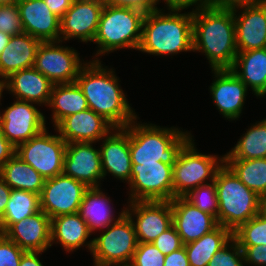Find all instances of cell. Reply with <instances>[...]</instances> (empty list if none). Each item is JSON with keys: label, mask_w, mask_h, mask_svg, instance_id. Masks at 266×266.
Instances as JSON below:
<instances>
[{"label": "cell", "mask_w": 266, "mask_h": 266, "mask_svg": "<svg viewBox=\"0 0 266 266\" xmlns=\"http://www.w3.org/2000/svg\"><path fill=\"white\" fill-rule=\"evenodd\" d=\"M152 243L164 255L170 254L184 246L180 235L173 225L161 233Z\"/></svg>", "instance_id": "60d3db41"}, {"label": "cell", "mask_w": 266, "mask_h": 266, "mask_svg": "<svg viewBox=\"0 0 266 266\" xmlns=\"http://www.w3.org/2000/svg\"><path fill=\"white\" fill-rule=\"evenodd\" d=\"M51 107L53 127L65 117L88 109L87 100L76 83L54 84L48 102Z\"/></svg>", "instance_id": "f1b7e54d"}, {"label": "cell", "mask_w": 266, "mask_h": 266, "mask_svg": "<svg viewBox=\"0 0 266 266\" xmlns=\"http://www.w3.org/2000/svg\"><path fill=\"white\" fill-rule=\"evenodd\" d=\"M239 246L266 245V213L261 210L255 217L233 231Z\"/></svg>", "instance_id": "e575fe53"}, {"label": "cell", "mask_w": 266, "mask_h": 266, "mask_svg": "<svg viewBox=\"0 0 266 266\" xmlns=\"http://www.w3.org/2000/svg\"><path fill=\"white\" fill-rule=\"evenodd\" d=\"M63 173L88 188L101 187L103 173L99 148L93 147V142L67 143Z\"/></svg>", "instance_id": "2e32d148"}, {"label": "cell", "mask_w": 266, "mask_h": 266, "mask_svg": "<svg viewBox=\"0 0 266 266\" xmlns=\"http://www.w3.org/2000/svg\"><path fill=\"white\" fill-rule=\"evenodd\" d=\"M214 81L211 83L210 95L219 114L228 121L238 120L243 111L248 88L231 69L212 70Z\"/></svg>", "instance_id": "e0dca14e"}, {"label": "cell", "mask_w": 266, "mask_h": 266, "mask_svg": "<svg viewBox=\"0 0 266 266\" xmlns=\"http://www.w3.org/2000/svg\"><path fill=\"white\" fill-rule=\"evenodd\" d=\"M231 71L247 88L251 87L256 97L266 95V47L238 52Z\"/></svg>", "instance_id": "83f0119b"}, {"label": "cell", "mask_w": 266, "mask_h": 266, "mask_svg": "<svg viewBox=\"0 0 266 266\" xmlns=\"http://www.w3.org/2000/svg\"><path fill=\"white\" fill-rule=\"evenodd\" d=\"M183 197L201 211L209 213L217 219L218 199L214 181L190 190Z\"/></svg>", "instance_id": "d590c367"}, {"label": "cell", "mask_w": 266, "mask_h": 266, "mask_svg": "<svg viewBox=\"0 0 266 266\" xmlns=\"http://www.w3.org/2000/svg\"><path fill=\"white\" fill-rule=\"evenodd\" d=\"M51 218L42 210L14 223L4 235L25 251L45 252L51 247Z\"/></svg>", "instance_id": "603a6c76"}, {"label": "cell", "mask_w": 266, "mask_h": 266, "mask_svg": "<svg viewBox=\"0 0 266 266\" xmlns=\"http://www.w3.org/2000/svg\"><path fill=\"white\" fill-rule=\"evenodd\" d=\"M100 158L103 179L108 173L122 182H130L132 170L129 149V124L123 128H113L101 141Z\"/></svg>", "instance_id": "d6986e66"}, {"label": "cell", "mask_w": 266, "mask_h": 266, "mask_svg": "<svg viewBox=\"0 0 266 266\" xmlns=\"http://www.w3.org/2000/svg\"><path fill=\"white\" fill-rule=\"evenodd\" d=\"M113 128L107 120L88 108L65 117L54 129L66 143H97Z\"/></svg>", "instance_id": "44dd1931"}, {"label": "cell", "mask_w": 266, "mask_h": 266, "mask_svg": "<svg viewBox=\"0 0 266 266\" xmlns=\"http://www.w3.org/2000/svg\"><path fill=\"white\" fill-rule=\"evenodd\" d=\"M262 210L266 213V196L262 199Z\"/></svg>", "instance_id": "11a10c76"}, {"label": "cell", "mask_w": 266, "mask_h": 266, "mask_svg": "<svg viewBox=\"0 0 266 266\" xmlns=\"http://www.w3.org/2000/svg\"><path fill=\"white\" fill-rule=\"evenodd\" d=\"M20 10L23 32L41 42L60 40V18L44 0H16Z\"/></svg>", "instance_id": "7402d4cb"}, {"label": "cell", "mask_w": 266, "mask_h": 266, "mask_svg": "<svg viewBox=\"0 0 266 266\" xmlns=\"http://www.w3.org/2000/svg\"><path fill=\"white\" fill-rule=\"evenodd\" d=\"M100 187L88 188L79 206V215L87 223L91 234L97 229L101 232L111 224H114L124 213L125 207L114 215L110 197L106 196ZM110 203V204H109ZM113 210V211H112ZM116 217V218H115Z\"/></svg>", "instance_id": "4316f807"}, {"label": "cell", "mask_w": 266, "mask_h": 266, "mask_svg": "<svg viewBox=\"0 0 266 266\" xmlns=\"http://www.w3.org/2000/svg\"><path fill=\"white\" fill-rule=\"evenodd\" d=\"M171 206L172 225L184 245L200 239L219 225L213 215L201 211L184 197H174Z\"/></svg>", "instance_id": "ffe728a7"}, {"label": "cell", "mask_w": 266, "mask_h": 266, "mask_svg": "<svg viewBox=\"0 0 266 266\" xmlns=\"http://www.w3.org/2000/svg\"><path fill=\"white\" fill-rule=\"evenodd\" d=\"M193 52H201L212 70L231 69L238 53L233 9H192Z\"/></svg>", "instance_id": "7a4b0ae2"}, {"label": "cell", "mask_w": 266, "mask_h": 266, "mask_svg": "<svg viewBox=\"0 0 266 266\" xmlns=\"http://www.w3.org/2000/svg\"><path fill=\"white\" fill-rule=\"evenodd\" d=\"M164 266H190L185 247L165 255Z\"/></svg>", "instance_id": "f6af8a7d"}, {"label": "cell", "mask_w": 266, "mask_h": 266, "mask_svg": "<svg viewBox=\"0 0 266 266\" xmlns=\"http://www.w3.org/2000/svg\"><path fill=\"white\" fill-rule=\"evenodd\" d=\"M233 14L238 52L265 48L266 3L240 6L233 9Z\"/></svg>", "instance_id": "ac0fdd59"}, {"label": "cell", "mask_w": 266, "mask_h": 266, "mask_svg": "<svg viewBox=\"0 0 266 266\" xmlns=\"http://www.w3.org/2000/svg\"><path fill=\"white\" fill-rule=\"evenodd\" d=\"M127 203L129 204L125 207V213L134 225L138 242L150 243L172 226L171 201Z\"/></svg>", "instance_id": "5bb4252c"}, {"label": "cell", "mask_w": 266, "mask_h": 266, "mask_svg": "<svg viewBox=\"0 0 266 266\" xmlns=\"http://www.w3.org/2000/svg\"><path fill=\"white\" fill-rule=\"evenodd\" d=\"M4 90L15 96V99L48 105L53 83L34 67L12 73L4 81Z\"/></svg>", "instance_id": "cb8c5ba5"}, {"label": "cell", "mask_w": 266, "mask_h": 266, "mask_svg": "<svg viewBox=\"0 0 266 266\" xmlns=\"http://www.w3.org/2000/svg\"><path fill=\"white\" fill-rule=\"evenodd\" d=\"M34 104L16 99L3 113L0 110L2 134L15 148L46 128V118Z\"/></svg>", "instance_id": "7c38bea8"}, {"label": "cell", "mask_w": 266, "mask_h": 266, "mask_svg": "<svg viewBox=\"0 0 266 266\" xmlns=\"http://www.w3.org/2000/svg\"><path fill=\"white\" fill-rule=\"evenodd\" d=\"M66 145L59 134L52 135L46 127L30 140L20 144L15 154L48 179L63 173Z\"/></svg>", "instance_id": "30bf717a"}, {"label": "cell", "mask_w": 266, "mask_h": 266, "mask_svg": "<svg viewBox=\"0 0 266 266\" xmlns=\"http://www.w3.org/2000/svg\"><path fill=\"white\" fill-rule=\"evenodd\" d=\"M12 2H16V0H0V5H7Z\"/></svg>", "instance_id": "db71d44e"}, {"label": "cell", "mask_w": 266, "mask_h": 266, "mask_svg": "<svg viewBox=\"0 0 266 266\" xmlns=\"http://www.w3.org/2000/svg\"><path fill=\"white\" fill-rule=\"evenodd\" d=\"M40 195L19 189H12L6 210L0 221V234H4L14 223L39 212Z\"/></svg>", "instance_id": "1f68e13d"}, {"label": "cell", "mask_w": 266, "mask_h": 266, "mask_svg": "<svg viewBox=\"0 0 266 266\" xmlns=\"http://www.w3.org/2000/svg\"><path fill=\"white\" fill-rule=\"evenodd\" d=\"M25 250L0 234V266H19Z\"/></svg>", "instance_id": "ab89813d"}, {"label": "cell", "mask_w": 266, "mask_h": 266, "mask_svg": "<svg viewBox=\"0 0 266 266\" xmlns=\"http://www.w3.org/2000/svg\"><path fill=\"white\" fill-rule=\"evenodd\" d=\"M74 0H44L48 8L60 19L71 7Z\"/></svg>", "instance_id": "c3c4849f"}, {"label": "cell", "mask_w": 266, "mask_h": 266, "mask_svg": "<svg viewBox=\"0 0 266 266\" xmlns=\"http://www.w3.org/2000/svg\"><path fill=\"white\" fill-rule=\"evenodd\" d=\"M172 173L173 166L161 161L132 164L128 202L171 201L174 198Z\"/></svg>", "instance_id": "9c48e42d"}, {"label": "cell", "mask_w": 266, "mask_h": 266, "mask_svg": "<svg viewBox=\"0 0 266 266\" xmlns=\"http://www.w3.org/2000/svg\"><path fill=\"white\" fill-rule=\"evenodd\" d=\"M263 0H211V7L234 9L240 6L254 5Z\"/></svg>", "instance_id": "bcb514c9"}, {"label": "cell", "mask_w": 266, "mask_h": 266, "mask_svg": "<svg viewBox=\"0 0 266 266\" xmlns=\"http://www.w3.org/2000/svg\"><path fill=\"white\" fill-rule=\"evenodd\" d=\"M129 123V149L132 164L156 163L173 166L180 150L193 137L177 127H160L152 123Z\"/></svg>", "instance_id": "277c9868"}, {"label": "cell", "mask_w": 266, "mask_h": 266, "mask_svg": "<svg viewBox=\"0 0 266 266\" xmlns=\"http://www.w3.org/2000/svg\"><path fill=\"white\" fill-rule=\"evenodd\" d=\"M217 222L235 231L262 210V198L246 187L224 163L215 175Z\"/></svg>", "instance_id": "5b68a950"}, {"label": "cell", "mask_w": 266, "mask_h": 266, "mask_svg": "<svg viewBox=\"0 0 266 266\" xmlns=\"http://www.w3.org/2000/svg\"><path fill=\"white\" fill-rule=\"evenodd\" d=\"M224 159L266 158V118L251 125Z\"/></svg>", "instance_id": "836d02e7"}, {"label": "cell", "mask_w": 266, "mask_h": 266, "mask_svg": "<svg viewBox=\"0 0 266 266\" xmlns=\"http://www.w3.org/2000/svg\"><path fill=\"white\" fill-rule=\"evenodd\" d=\"M246 264L266 266V245L239 246Z\"/></svg>", "instance_id": "7bdbcfd3"}, {"label": "cell", "mask_w": 266, "mask_h": 266, "mask_svg": "<svg viewBox=\"0 0 266 266\" xmlns=\"http://www.w3.org/2000/svg\"><path fill=\"white\" fill-rule=\"evenodd\" d=\"M159 1L161 0H104V3L115 7L136 9L147 14L152 11L161 10V8L157 7Z\"/></svg>", "instance_id": "b9f144b4"}, {"label": "cell", "mask_w": 266, "mask_h": 266, "mask_svg": "<svg viewBox=\"0 0 266 266\" xmlns=\"http://www.w3.org/2000/svg\"><path fill=\"white\" fill-rule=\"evenodd\" d=\"M87 190L88 187L84 183L64 173L45 179L40 194V209L51 219L77 213Z\"/></svg>", "instance_id": "4fadbf2b"}, {"label": "cell", "mask_w": 266, "mask_h": 266, "mask_svg": "<svg viewBox=\"0 0 266 266\" xmlns=\"http://www.w3.org/2000/svg\"><path fill=\"white\" fill-rule=\"evenodd\" d=\"M16 148L5 138L0 128V168L15 154Z\"/></svg>", "instance_id": "7dc6e473"}, {"label": "cell", "mask_w": 266, "mask_h": 266, "mask_svg": "<svg viewBox=\"0 0 266 266\" xmlns=\"http://www.w3.org/2000/svg\"><path fill=\"white\" fill-rule=\"evenodd\" d=\"M193 138L180 150L173 165L174 197H183L190 190L207 184L208 180L213 182L218 169L224 164V155L199 153Z\"/></svg>", "instance_id": "52a82bcc"}, {"label": "cell", "mask_w": 266, "mask_h": 266, "mask_svg": "<svg viewBox=\"0 0 266 266\" xmlns=\"http://www.w3.org/2000/svg\"><path fill=\"white\" fill-rule=\"evenodd\" d=\"M233 238V232L218 225L200 239L184 245L190 266H208L214 254Z\"/></svg>", "instance_id": "4dcf8cb0"}, {"label": "cell", "mask_w": 266, "mask_h": 266, "mask_svg": "<svg viewBox=\"0 0 266 266\" xmlns=\"http://www.w3.org/2000/svg\"><path fill=\"white\" fill-rule=\"evenodd\" d=\"M104 5V0H74L60 19V40L93 42Z\"/></svg>", "instance_id": "9a60e30c"}, {"label": "cell", "mask_w": 266, "mask_h": 266, "mask_svg": "<svg viewBox=\"0 0 266 266\" xmlns=\"http://www.w3.org/2000/svg\"><path fill=\"white\" fill-rule=\"evenodd\" d=\"M62 41L41 42L39 45L34 68L47 77L53 84L75 83L82 63L80 56L72 47L61 46Z\"/></svg>", "instance_id": "8fae6325"}, {"label": "cell", "mask_w": 266, "mask_h": 266, "mask_svg": "<svg viewBox=\"0 0 266 266\" xmlns=\"http://www.w3.org/2000/svg\"><path fill=\"white\" fill-rule=\"evenodd\" d=\"M10 39H11V35L0 31V53L8 45V43L10 42Z\"/></svg>", "instance_id": "816d5d0a"}, {"label": "cell", "mask_w": 266, "mask_h": 266, "mask_svg": "<svg viewBox=\"0 0 266 266\" xmlns=\"http://www.w3.org/2000/svg\"><path fill=\"white\" fill-rule=\"evenodd\" d=\"M0 177L11 189L41 194L45 178L14 154L1 168Z\"/></svg>", "instance_id": "f546056e"}, {"label": "cell", "mask_w": 266, "mask_h": 266, "mask_svg": "<svg viewBox=\"0 0 266 266\" xmlns=\"http://www.w3.org/2000/svg\"><path fill=\"white\" fill-rule=\"evenodd\" d=\"M100 60L86 62L75 83L84 94L89 109L107 120L114 128L126 127L138 118L129 105L115 70Z\"/></svg>", "instance_id": "6da1fadb"}, {"label": "cell", "mask_w": 266, "mask_h": 266, "mask_svg": "<svg viewBox=\"0 0 266 266\" xmlns=\"http://www.w3.org/2000/svg\"><path fill=\"white\" fill-rule=\"evenodd\" d=\"M12 189L0 177V221L6 210L7 202L9 201Z\"/></svg>", "instance_id": "f907efd6"}, {"label": "cell", "mask_w": 266, "mask_h": 266, "mask_svg": "<svg viewBox=\"0 0 266 266\" xmlns=\"http://www.w3.org/2000/svg\"><path fill=\"white\" fill-rule=\"evenodd\" d=\"M245 265L243 251L234 238H232L225 246L218 250L208 263V266Z\"/></svg>", "instance_id": "8d00e7d4"}, {"label": "cell", "mask_w": 266, "mask_h": 266, "mask_svg": "<svg viewBox=\"0 0 266 266\" xmlns=\"http://www.w3.org/2000/svg\"><path fill=\"white\" fill-rule=\"evenodd\" d=\"M239 180L262 199L266 196V158L224 159Z\"/></svg>", "instance_id": "d6a6232c"}, {"label": "cell", "mask_w": 266, "mask_h": 266, "mask_svg": "<svg viewBox=\"0 0 266 266\" xmlns=\"http://www.w3.org/2000/svg\"><path fill=\"white\" fill-rule=\"evenodd\" d=\"M41 251H25L21 257L19 266H44L39 259Z\"/></svg>", "instance_id": "681fc988"}, {"label": "cell", "mask_w": 266, "mask_h": 266, "mask_svg": "<svg viewBox=\"0 0 266 266\" xmlns=\"http://www.w3.org/2000/svg\"><path fill=\"white\" fill-rule=\"evenodd\" d=\"M50 232L51 246L59 243L66 253L85 246L91 252L93 239H87L92 235L78 212L52 218Z\"/></svg>", "instance_id": "484cf974"}, {"label": "cell", "mask_w": 266, "mask_h": 266, "mask_svg": "<svg viewBox=\"0 0 266 266\" xmlns=\"http://www.w3.org/2000/svg\"><path fill=\"white\" fill-rule=\"evenodd\" d=\"M166 7L188 9L194 6L195 9L211 7V0H165Z\"/></svg>", "instance_id": "ee69618b"}, {"label": "cell", "mask_w": 266, "mask_h": 266, "mask_svg": "<svg viewBox=\"0 0 266 266\" xmlns=\"http://www.w3.org/2000/svg\"><path fill=\"white\" fill-rule=\"evenodd\" d=\"M3 91H4V82L0 80V102H1V98H2V94H3ZM2 103H0L1 105Z\"/></svg>", "instance_id": "f5cc1de1"}, {"label": "cell", "mask_w": 266, "mask_h": 266, "mask_svg": "<svg viewBox=\"0 0 266 266\" xmlns=\"http://www.w3.org/2000/svg\"><path fill=\"white\" fill-rule=\"evenodd\" d=\"M0 31L11 36L23 32L20 10L16 2L0 5Z\"/></svg>", "instance_id": "f35d334b"}, {"label": "cell", "mask_w": 266, "mask_h": 266, "mask_svg": "<svg viewBox=\"0 0 266 266\" xmlns=\"http://www.w3.org/2000/svg\"><path fill=\"white\" fill-rule=\"evenodd\" d=\"M41 41L22 32L11 36L10 42L0 53V80L12 73L34 67L36 52Z\"/></svg>", "instance_id": "d4e9b609"}, {"label": "cell", "mask_w": 266, "mask_h": 266, "mask_svg": "<svg viewBox=\"0 0 266 266\" xmlns=\"http://www.w3.org/2000/svg\"><path fill=\"white\" fill-rule=\"evenodd\" d=\"M144 15L145 13L136 9L105 4L93 40L98 47L94 60H100L98 56L122 48L138 50L142 39Z\"/></svg>", "instance_id": "8992f818"}, {"label": "cell", "mask_w": 266, "mask_h": 266, "mask_svg": "<svg viewBox=\"0 0 266 266\" xmlns=\"http://www.w3.org/2000/svg\"><path fill=\"white\" fill-rule=\"evenodd\" d=\"M152 11L144 15L142 39L138 51L155 56L177 55L193 51L192 11L169 8Z\"/></svg>", "instance_id": "3957f363"}, {"label": "cell", "mask_w": 266, "mask_h": 266, "mask_svg": "<svg viewBox=\"0 0 266 266\" xmlns=\"http://www.w3.org/2000/svg\"><path fill=\"white\" fill-rule=\"evenodd\" d=\"M93 238L91 254L94 266H125L130 264L138 240L134 225L124 213L114 224Z\"/></svg>", "instance_id": "ba28073f"}, {"label": "cell", "mask_w": 266, "mask_h": 266, "mask_svg": "<svg viewBox=\"0 0 266 266\" xmlns=\"http://www.w3.org/2000/svg\"><path fill=\"white\" fill-rule=\"evenodd\" d=\"M165 255L150 243L138 242L130 266H164Z\"/></svg>", "instance_id": "74e56055"}]
</instances>
